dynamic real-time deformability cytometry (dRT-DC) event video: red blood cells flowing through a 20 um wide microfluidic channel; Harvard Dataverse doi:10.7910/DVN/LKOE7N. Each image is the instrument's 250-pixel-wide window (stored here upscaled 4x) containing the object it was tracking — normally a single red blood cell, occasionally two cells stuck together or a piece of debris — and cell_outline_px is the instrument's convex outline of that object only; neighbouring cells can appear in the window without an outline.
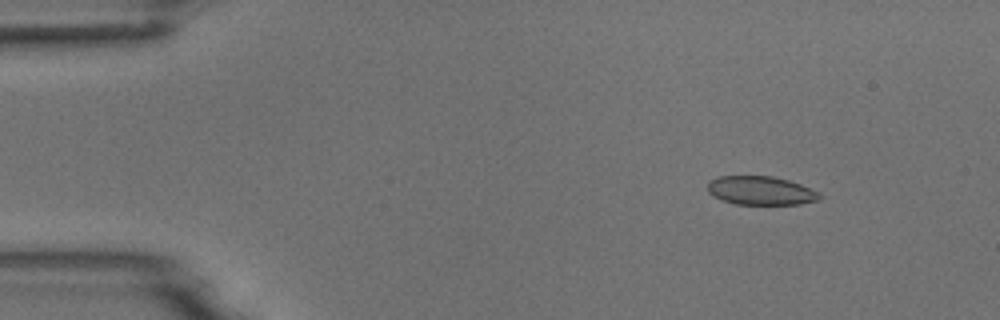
{"species": "common noctule bat (a hibernating species)", "species_latin": "Nyctalus noctula", "temperature_condition": "room temperature", "stored_images_in_passage": 6, "camera_frame_rate_fps": 3000, "um_per_image_px": 0.085, "animal": {"sex": "male", "body_mass_g": 18.8}, "frame": {"image": 1, "passage_image": 2, "time_ms": 1.0, "image_size_px": [1000, 320], "cell_outline_px": [[820, 200], [800, 204], [736, 204], [712, 196], [708, 192], [708, 180], [716, 176], [772, 176], [788, 180], [800, 184], [820, 192]], "centroid_in_image_um": [64.65, 16.19], "position_along_channel_um": 20.3, "area_um2": 18.79}}
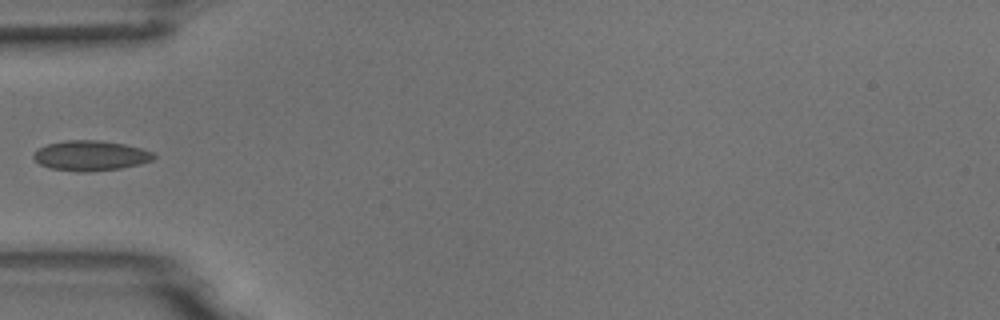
{"frame": {"image": 2, "passage_image": 5, "time_ms": 4.667, "image_size_px": [1000, 320], "cell_outline_px": [[156, 156], [152, 160], [140, 164], [120, 168], [84, 172], [80, 172], [52, 168], [40, 164], [32, 156], [40, 148], [48, 144], [64, 140], [100, 140], [124, 144], [140, 148], [152, 152]], "centroid_in_image_um": [7.72, 13.22], "position_along_channel_um": 77.3, "area_um2": 20.81}}